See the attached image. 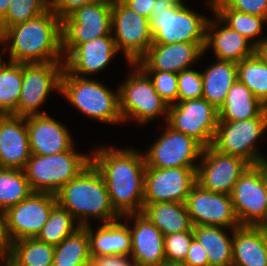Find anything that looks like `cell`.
Returning a JSON list of instances; mask_svg holds the SVG:
<instances>
[{
	"label": "cell",
	"mask_w": 267,
	"mask_h": 266,
	"mask_svg": "<svg viewBox=\"0 0 267 266\" xmlns=\"http://www.w3.org/2000/svg\"><path fill=\"white\" fill-rule=\"evenodd\" d=\"M90 246L87 226L80 227L54 249L53 266H89Z\"/></svg>",
	"instance_id": "32"
},
{
	"label": "cell",
	"mask_w": 267,
	"mask_h": 266,
	"mask_svg": "<svg viewBox=\"0 0 267 266\" xmlns=\"http://www.w3.org/2000/svg\"><path fill=\"white\" fill-rule=\"evenodd\" d=\"M55 196L57 204L66 209L82 227L90 225L91 218L102 220V223L121 218L111 204L102 174L92 162L64 184Z\"/></svg>",
	"instance_id": "3"
},
{
	"label": "cell",
	"mask_w": 267,
	"mask_h": 266,
	"mask_svg": "<svg viewBox=\"0 0 267 266\" xmlns=\"http://www.w3.org/2000/svg\"><path fill=\"white\" fill-rule=\"evenodd\" d=\"M185 205L193 226L209 225L235 229L240 226L230 195L212 192L195 184Z\"/></svg>",
	"instance_id": "18"
},
{
	"label": "cell",
	"mask_w": 267,
	"mask_h": 266,
	"mask_svg": "<svg viewBox=\"0 0 267 266\" xmlns=\"http://www.w3.org/2000/svg\"><path fill=\"white\" fill-rule=\"evenodd\" d=\"M266 106L239 80L232 85L218 110L219 121H240L257 117Z\"/></svg>",
	"instance_id": "30"
},
{
	"label": "cell",
	"mask_w": 267,
	"mask_h": 266,
	"mask_svg": "<svg viewBox=\"0 0 267 266\" xmlns=\"http://www.w3.org/2000/svg\"><path fill=\"white\" fill-rule=\"evenodd\" d=\"M112 0L84 5L61 21L62 52L66 57L79 44L110 35Z\"/></svg>",
	"instance_id": "9"
},
{
	"label": "cell",
	"mask_w": 267,
	"mask_h": 266,
	"mask_svg": "<svg viewBox=\"0 0 267 266\" xmlns=\"http://www.w3.org/2000/svg\"><path fill=\"white\" fill-rule=\"evenodd\" d=\"M63 62L23 63V79L18 102V116L43 115L39 107L51 91L61 90Z\"/></svg>",
	"instance_id": "13"
},
{
	"label": "cell",
	"mask_w": 267,
	"mask_h": 266,
	"mask_svg": "<svg viewBox=\"0 0 267 266\" xmlns=\"http://www.w3.org/2000/svg\"><path fill=\"white\" fill-rule=\"evenodd\" d=\"M267 130V107L252 119L219 121L212 147L221 153L243 158L250 165L263 164L265 157L255 144Z\"/></svg>",
	"instance_id": "8"
},
{
	"label": "cell",
	"mask_w": 267,
	"mask_h": 266,
	"mask_svg": "<svg viewBox=\"0 0 267 266\" xmlns=\"http://www.w3.org/2000/svg\"><path fill=\"white\" fill-rule=\"evenodd\" d=\"M184 264L187 266H209L205 249L194 237L189 247Z\"/></svg>",
	"instance_id": "44"
},
{
	"label": "cell",
	"mask_w": 267,
	"mask_h": 266,
	"mask_svg": "<svg viewBox=\"0 0 267 266\" xmlns=\"http://www.w3.org/2000/svg\"><path fill=\"white\" fill-rule=\"evenodd\" d=\"M212 11L232 30L245 36L254 46L263 38H258L264 24H267L265 17L246 14L229 8L222 0H208Z\"/></svg>",
	"instance_id": "31"
},
{
	"label": "cell",
	"mask_w": 267,
	"mask_h": 266,
	"mask_svg": "<svg viewBox=\"0 0 267 266\" xmlns=\"http://www.w3.org/2000/svg\"><path fill=\"white\" fill-rule=\"evenodd\" d=\"M124 217V218H123ZM132 220L134 225L129 227L132 250L130 256L135 266H158L165 261L164 235L141 213L128 214L121 219Z\"/></svg>",
	"instance_id": "23"
},
{
	"label": "cell",
	"mask_w": 267,
	"mask_h": 266,
	"mask_svg": "<svg viewBox=\"0 0 267 266\" xmlns=\"http://www.w3.org/2000/svg\"><path fill=\"white\" fill-rule=\"evenodd\" d=\"M10 0H0V21L5 17Z\"/></svg>",
	"instance_id": "49"
},
{
	"label": "cell",
	"mask_w": 267,
	"mask_h": 266,
	"mask_svg": "<svg viewBox=\"0 0 267 266\" xmlns=\"http://www.w3.org/2000/svg\"><path fill=\"white\" fill-rule=\"evenodd\" d=\"M233 231L234 229H231L232 234L229 236L225 232V227L193 226L194 238L205 249L209 266H232Z\"/></svg>",
	"instance_id": "29"
},
{
	"label": "cell",
	"mask_w": 267,
	"mask_h": 266,
	"mask_svg": "<svg viewBox=\"0 0 267 266\" xmlns=\"http://www.w3.org/2000/svg\"><path fill=\"white\" fill-rule=\"evenodd\" d=\"M158 266H187V265L184 263L164 261L163 263L159 264Z\"/></svg>",
	"instance_id": "53"
},
{
	"label": "cell",
	"mask_w": 267,
	"mask_h": 266,
	"mask_svg": "<svg viewBox=\"0 0 267 266\" xmlns=\"http://www.w3.org/2000/svg\"><path fill=\"white\" fill-rule=\"evenodd\" d=\"M141 214L153 223L164 236L190 231L193 228L185 203H144Z\"/></svg>",
	"instance_id": "27"
},
{
	"label": "cell",
	"mask_w": 267,
	"mask_h": 266,
	"mask_svg": "<svg viewBox=\"0 0 267 266\" xmlns=\"http://www.w3.org/2000/svg\"><path fill=\"white\" fill-rule=\"evenodd\" d=\"M218 122V110L203 98L168 106L166 124L195 139L204 148L212 145Z\"/></svg>",
	"instance_id": "11"
},
{
	"label": "cell",
	"mask_w": 267,
	"mask_h": 266,
	"mask_svg": "<svg viewBox=\"0 0 267 266\" xmlns=\"http://www.w3.org/2000/svg\"><path fill=\"white\" fill-rule=\"evenodd\" d=\"M201 71L203 80L202 98L211 103L217 110L223 105L232 85L238 80L237 63L218 60Z\"/></svg>",
	"instance_id": "28"
},
{
	"label": "cell",
	"mask_w": 267,
	"mask_h": 266,
	"mask_svg": "<svg viewBox=\"0 0 267 266\" xmlns=\"http://www.w3.org/2000/svg\"><path fill=\"white\" fill-rule=\"evenodd\" d=\"M9 60L18 63L63 62L61 20L49 8L5 30ZM9 43V44H8ZM9 48V49H8Z\"/></svg>",
	"instance_id": "2"
},
{
	"label": "cell",
	"mask_w": 267,
	"mask_h": 266,
	"mask_svg": "<svg viewBox=\"0 0 267 266\" xmlns=\"http://www.w3.org/2000/svg\"><path fill=\"white\" fill-rule=\"evenodd\" d=\"M206 25L204 53L212 49L218 60L239 63L254 54L255 46L242 34L232 30L214 12ZM223 23V24H222ZM219 25H222L218 28Z\"/></svg>",
	"instance_id": "24"
},
{
	"label": "cell",
	"mask_w": 267,
	"mask_h": 266,
	"mask_svg": "<svg viewBox=\"0 0 267 266\" xmlns=\"http://www.w3.org/2000/svg\"><path fill=\"white\" fill-rule=\"evenodd\" d=\"M3 44V45H2ZM6 47V37H5V31L0 27V46ZM1 50V49H0ZM2 55L0 53V67L5 63L2 61Z\"/></svg>",
	"instance_id": "50"
},
{
	"label": "cell",
	"mask_w": 267,
	"mask_h": 266,
	"mask_svg": "<svg viewBox=\"0 0 267 266\" xmlns=\"http://www.w3.org/2000/svg\"><path fill=\"white\" fill-rule=\"evenodd\" d=\"M111 32L118 51L122 50L128 64L136 63L153 43L149 19L121 0H112Z\"/></svg>",
	"instance_id": "10"
},
{
	"label": "cell",
	"mask_w": 267,
	"mask_h": 266,
	"mask_svg": "<svg viewBox=\"0 0 267 266\" xmlns=\"http://www.w3.org/2000/svg\"><path fill=\"white\" fill-rule=\"evenodd\" d=\"M232 266H267V232L258 226L233 231Z\"/></svg>",
	"instance_id": "25"
},
{
	"label": "cell",
	"mask_w": 267,
	"mask_h": 266,
	"mask_svg": "<svg viewBox=\"0 0 267 266\" xmlns=\"http://www.w3.org/2000/svg\"><path fill=\"white\" fill-rule=\"evenodd\" d=\"M229 8L267 19V0H222Z\"/></svg>",
	"instance_id": "42"
},
{
	"label": "cell",
	"mask_w": 267,
	"mask_h": 266,
	"mask_svg": "<svg viewBox=\"0 0 267 266\" xmlns=\"http://www.w3.org/2000/svg\"><path fill=\"white\" fill-rule=\"evenodd\" d=\"M30 155L25 117L0 114V168L24 170Z\"/></svg>",
	"instance_id": "22"
},
{
	"label": "cell",
	"mask_w": 267,
	"mask_h": 266,
	"mask_svg": "<svg viewBox=\"0 0 267 266\" xmlns=\"http://www.w3.org/2000/svg\"><path fill=\"white\" fill-rule=\"evenodd\" d=\"M204 147L195 139L170 128L168 125L144 153L146 167H197Z\"/></svg>",
	"instance_id": "15"
},
{
	"label": "cell",
	"mask_w": 267,
	"mask_h": 266,
	"mask_svg": "<svg viewBox=\"0 0 267 266\" xmlns=\"http://www.w3.org/2000/svg\"><path fill=\"white\" fill-rule=\"evenodd\" d=\"M134 12L150 20V15L156 0H121Z\"/></svg>",
	"instance_id": "46"
},
{
	"label": "cell",
	"mask_w": 267,
	"mask_h": 266,
	"mask_svg": "<svg viewBox=\"0 0 267 266\" xmlns=\"http://www.w3.org/2000/svg\"><path fill=\"white\" fill-rule=\"evenodd\" d=\"M11 249V241L6 230L5 211L0 210V258L8 259Z\"/></svg>",
	"instance_id": "47"
},
{
	"label": "cell",
	"mask_w": 267,
	"mask_h": 266,
	"mask_svg": "<svg viewBox=\"0 0 267 266\" xmlns=\"http://www.w3.org/2000/svg\"><path fill=\"white\" fill-rule=\"evenodd\" d=\"M208 19L187 6H171L156 0L149 20L152 44L205 42Z\"/></svg>",
	"instance_id": "6"
},
{
	"label": "cell",
	"mask_w": 267,
	"mask_h": 266,
	"mask_svg": "<svg viewBox=\"0 0 267 266\" xmlns=\"http://www.w3.org/2000/svg\"><path fill=\"white\" fill-rule=\"evenodd\" d=\"M6 266H11L8 259H6Z\"/></svg>",
	"instance_id": "55"
},
{
	"label": "cell",
	"mask_w": 267,
	"mask_h": 266,
	"mask_svg": "<svg viewBox=\"0 0 267 266\" xmlns=\"http://www.w3.org/2000/svg\"><path fill=\"white\" fill-rule=\"evenodd\" d=\"M91 163V154L78 153L74 145L54 155L31 154L24 172L33 192L56 194Z\"/></svg>",
	"instance_id": "5"
},
{
	"label": "cell",
	"mask_w": 267,
	"mask_h": 266,
	"mask_svg": "<svg viewBox=\"0 0 267 266\" xmlns=\"http://www.w3.org/2000/svg\"><path fill=\"white\" fill-rule=\"evenodd\" d=\"M237 78L267 107V64L254 53L237 63Z\"/></svg>",
	"instance_id": "36"
},
{
	"label": "cell",
	"mask_w": 267,
	"mask_h": 266,
	"mask_svg": "<svg viewBox=\"0 0 267 266\" xmlns=\"http://www.w3.org/2000/svg\"><path fill=\"white\" fill-rule=\"evenodd\" d=\"M50 8V0H10L5 17L0 21V27L7 28L29 21Z\"/></svg>",
	"instance_id": "38"
},
{
	"label": "cell",
	"mask_w": 267,
	"mask_h": 266,
	"mask_svg": "<svg viewBox=\"0 0 267 266\" xmlns=\"http://www.w3.org/2000/svg\"><path fill=\"white\" fill-rule=\"evenodd\" d=\"M196 182L203 189L230 195L234 184L250 166L243 158L227 155L212 146L203 149Z\"/></svg>",
	"instance_id": "17"
},
{
	"label": "cell",
	"mask_w": 267,
	"mask_h": 266,
	"mask_svg": "<svg viewBox=\"0 0 267 266\" xmlns=\"http://www.w3.org/2000/svg\"><path fill=\"white\" fill-rule=\"evenodd\" d=\"M55 246L27 238L11 242L8 257L11 266H52Z\"/></svg>",
	"instance_id": "33"
},
{
	"label": "cell",
	"mask_w": 267,
	"mask_h": 266,
	"mask_svg": "<svg viewBox=\"0 0 267 266\" xmlns=\"http://www.w3.org/2000/svg\"><path fill=\"white\" fill-rule=\"evenodd\" d=\"M91 162L102 174L111 204L122 217L143 209L146 163L134 148L100 147L91 152Z\"/></svg>",
	"instance_id": "1"
},
{
	"label": "cell",
	"mask_w": 267,
	"mask_h": 266,
	"mask_svg": "<svg viewBox=\"0 0 267 266\" xmlns=\"http://www.w3.org/2000/svg\"><path fill=\"white\" fill-rule=\"evenodd\" d=\"M60 93L88 118L112 125L123 122L119 110V92L109 89L102 82L68 74L63 70Z\"/></svg>",
	"instance_id": "4"
},
{
	"label": "cell",
	"mask_w": 267,
	"mask_h": 266,
	"mask_svg": "<svg viewBox=\"0 0 267 266\" xmlns=\"http://www.w3.org/2000/svg\"><path fill=\"white\" fill-rule=\"evenodd\" d=\"M31 154L54 155L68 151L74 143L68 128L43 114L25 117Z\"/></svg>",
	"instance_id": "21"
},
{
	"label": "cell",
	"mask_w": 267,
	"mask_h": 266,
	"mask_svg": "<svg viewBox=\"0 0 267 266\" xmlns=\"http://www.w3.org/2000/svg\"><path fill=\"white\" fill-rule=\"evenodd\" d=\"M197 167H146L144 203H185L196 181Z\"/></svg>",
	"instance_id": "16"
},
{
	"label": "cell",
	"mask_w": 267,
	"mask_h": 266,
	"mask_svg": "<svg viewBox=\"0 0 267 266\" xmlns=\"http://www.w3.org/2000/svg\"><path fill=\"white\" fill-rule=\"evenodd\" d=\"M164 2L169 3L171 6H177V7H185V3L183 0H163Z\"/></svg>",
	"instance_id": "51"
},
{
	"label": "cell",
	"mask_w": 267,
	"mask_h": 266,
	"mask_svg": "<svg viewBox=\"0 0 267 266\" xmlns=\"http://www.w3.org/2000/svg\"><path fill=\"white\" fill-rule=\"evenodd\" d=\"M131 259L127 255L90 256L89 266H135Z\"/></svg>",
	"instance_id": "45"
},
{
	"label": "cell",
	"mask_w": 267,
	"mask_h": 266,
	"mask_svg": "<svg viewBox=\"0 0 267 266\" xmlns=\"http://www.w3.org/2000/svg\"><path fill=\"white\" fill-rule=\"evenodd\" d=\"M267 232V191H266V212L264 216V220L258 225Z\"/></svg>",
	"instance_id": "52"
},
{
	"label": "cell",
	"mask_w": 267,
	"mask_h": 266,
	"mask_svg": "<svg viewBox=\"0 0 267 266\" xmlns=\"http://www.w3.org/2000/svg\"><path fill=\"white\" fill-rule=\"evenodd\" d=\"M103 0H50V8L62 21L80 7Z\"/></svg>",
	"instance_id": "43"
},
{
	"label": "cell",
	"mask_w": 267,
	"mask_h": 266,
	"mask_svg": "<svg viewBox=\"0 0 267 266\" xmlns=\"http://www.w3.org/2000/svg\"><path fill=\"white\" fill-rule=\"evenodd\" d=\"M130 65L135 71L118 85L117 90L123 122L133 119L146 124L163 115L167 120L168 105L156 92L152 80L136 63Z\"/></svg>",
	"instance_id": "7"
},
{
	"label": "cell",
	"mask_w": 267,
	"mask_h": 266,
	"mask_svg": "<svg viewBox=\"0 0 267 266\" xmlns=\"http://www.w3.org/2000/svg\"><path fill=\"white\" fill-rule=\"evenodd\" d=\"M118 52L111 33L79 44L64 58V70L68 74L88 78V75L103 71Z\"/></svg>",
	"instance_id": "20"
},
{
	"label": "cell",
	"mask_w": 267,
	"mask_h": 266,
	"mask_svg": "<svg viewBox=\"0 0 267 266\" xmlns=\"http://www.w3.org/2000/svg\"><path fill=\"white\" fill-rule=\"evenodd\" d=\"M254 53L267 64V37L264 38L255 46Z\"/></svg>",
	"instance_id": "48"
},
{
	"label": "cell",
	"mask_w": 267,
	"mask_h": 266,
	"mask_svg": "<svg viewBox=\"0 0 267 266\" xmlns=\"http://www.w3.org/2000/svg\"><path fill=\"white\" fill-rule=\"evenodd\" d=\"M74 217L64 208L56 204L36 237L39 241L57 246L62 240L73 234L81 226L75 224Z\"/></svg>",
	"instance_id": "37"
},
{
	"label": "cell",
	"mask_w": 267,
	"mask_h": 266,
	"mask_svg": "<svg viewBox=\"0 0 267 266\" xmlns=\"http://www.w3.org/2000/svg\"><path fill=\"white\" fill-rule=\"evenodd\" d=\"M120 221L121 218L113 222L103 223L96 232L93 231L91 225H87L90 256H130L132 250L131 233L129 226Z\"/></svg>",
	"instance_id": "26"
},
{
	"label": "cell",
	"mask_w": 267,
	"mask_h": 266,
	"mask_svg": "<svg viewBox=\"0 0 267 266\" xmlns=\"http://www.w3.org/2000/svg\"><path fill=\"white\" fill-rule=\"evenodd\" d=\"M152 80L156 92L168 105L177 103L178 76L175 73L158 70H143ZM152 76V77H151Z\"/></svg>",
	"instance_id": "39"
},
{
	"label": "cell",
	"mask_w": 267,
	"mask_h": 266,
	"mask_svg": "<svg viewBox=\"0 0 267 266\" xmlns=\"http://www.w3.org/2000/svg\"><path fill=\"white\" fill-rule=\"evenodd\" d=\"M2 261H3V263H2ZM0 266H6V258H0Z\"/></svg>",
	"instance_id": "54"
},
{
	"label": "cell",
	"mask_w": 267,
	"mask_h": 266,
	"mask_svg": "<svg viewBox=\"0 0 267 266\" xmlns=\"http://www.w3.org/2000/svg\"><path fill=\"white\" fill-rule=\"evenodd\" d=\"M178 96L177 102L202 98L203 80L200 71L185 69L177 73Z\"/></svg>",
	"instance_id": "41"
},
{
	"label": "cell",
	"mask_w": 267,
	"mask_h": 266,
	"mask_svg": "<svg viewBox=\"0 0 267 266\" xmlns=\"http://www.w3.org/2000/svg\"><path fill=\"white\" fill-rule=\"evenodd\" d=\"M193 237V228L164 236L165 261L184 263Z\"/></svg>",
	"instance_id": "40"
},
{
	"label": "cell",
	"mask_w": 267,
	"mask_h": 266,
	"mask_svg": "<svg viewBox=\"0 0 267 266\" xmlns=\"http://www.w3.org/2000/svg\"><path fill=\"white\" fill-rule=\"evenodd\" d=\"M265 166H266V168H267V158L265 159V161H264V163H263Z\"/></svg>",
	"instance_id": "56"
},
{
	"label": "cell",
	"mask_w": 267,
	"mask_h": 266,
	"mask_svg": "<svg viewBox=\"0 0 267 266\" xmlns=\"http://www.w3.org/2000/svg\"><path fill=\"white\" fill-rule=\"evenodd\" d=\"M32 192L24 170L0 168V210L17 205Z\"/></svg>",
	"instance_id": "35"
},
{
	"label": "cell",
	"mask_w": 267,
	"mask_h": 266,
	"mask_svg": "<svg viewBox=\"0 0 267 266\" xmlns=\"http://www.w3.org/2000/svg\"><path fill=\"white\" fill-rule=\"evenodd\" d=\"M56 204L54 194L32 192L25 200L9 207L5 216L10 241L36 238Z\"/></svg>",
	"instance_id": "14"
},
{
	"label": "cell",
	"mask_w": 267,
	"mask_h": 266,
	"mask_svg": "<svg viewBox=\"0 0 267 266\" xmlns=\"http://www.w3.org/2000/svg\"><path fill=\"white\" fill-rule=\"evenodd\" d=\"M23 63L8 61L0 67V114L18 116Z\"/></svg>",
	"instance_id": "34"
},
{
	"label": "cell",
	"mask_w": 267,
	"mask_h": 266,
	"mask_svg": "<svg viewBox=\"0 0 267 266\" xmlns=\"http://www.w3.org/2000/svg\"><path fill=\"white\" fill-rule=\"evenodd\" d=\"M267 168L250 165L234 184L230 197L240 226H258L266 212Z\"/></svg>",
	"instance_id": "12"
},
{
	"label": "cell",
	"mask_w": 267,
	"mask_h": 266,
	"mask_svg": "<svg viewBox=\"0 0 267 266\" xmlns=\"http://www.w3.org/2000/svg\"><path fill=\"white\" fill-rule=\"evenodd\" d=\"M204 46L205 42L152 44L136 64L142 70L167 71L177 74L189 69L204 55Z\"/></svg>",
	"instance_id": "19"
}]
</instances>
